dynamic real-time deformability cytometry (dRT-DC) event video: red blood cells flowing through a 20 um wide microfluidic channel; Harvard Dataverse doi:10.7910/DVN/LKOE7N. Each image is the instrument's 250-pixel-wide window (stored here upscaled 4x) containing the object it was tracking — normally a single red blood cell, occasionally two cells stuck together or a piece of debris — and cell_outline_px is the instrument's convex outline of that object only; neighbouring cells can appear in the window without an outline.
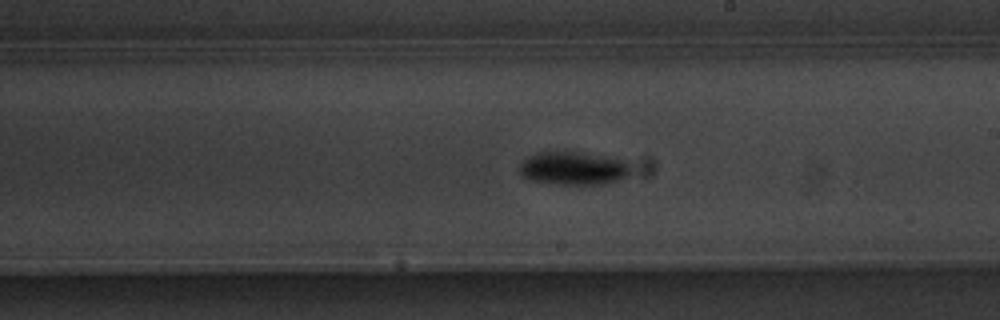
{"species": "common noctule bat (a hibernating species)", "species_latin": "Nyctalus noctula", "temperature_condition": "warm", "stored_images_in_passage": 56, "camera_frame_rate_fps": 3000, "um_per_image_px": 0.085, "animal": {"sex": "male", "body_mass_g": 20.1, "forearm_length_mm": 53.5}, "frame": {"image": 1, "passage_image": 32, "time_ms": 10.333, "image_size_px": [1000, 320], "cell_outline_px": [[628, 172], [624, 176], [616, 180], [600, 184], [556, 184], [532, 180], [520, 176], [520, 164], [528, 156], [536, 152], [580, 152], [628, 160]], "centroid_in_image_um": [48.68, 14.29], "position_along_channel_um": 240.3, "area_um2": 21.27}}
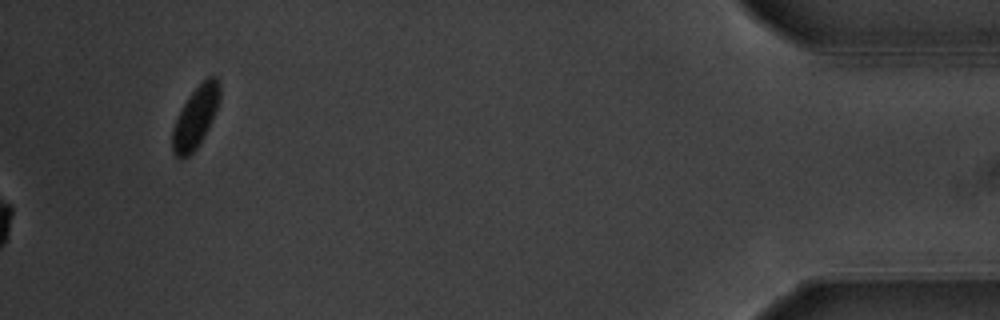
{"frame": {"image": 2, "passage_image": 56, "time_ms": 18.333, "image_size_px": [1000, 320], "cell_outline_px": [[220, 100], [208, 128], [204, 136], [196, 148], [184, 160], [180, 160], [172, 152], [172, 128], [188, 96], [208, 76], [216, 76], [220, 84]], "centroid_in_image_um": [16.61, 9.99], "position_along_channel_um": 418.6, "area_um2": 16.82}, "authors_computed_cell_mechanics": {"area_um2": 18.9006, "velocity_mm_per_s": 3.7173, "shape_relaxation_time_tau1_ms": 1.9291, "shape_relaxation_time_tau2_ms": null, "deformation_change_tau1": 0.1443, "deformation_change_tau2": null}}